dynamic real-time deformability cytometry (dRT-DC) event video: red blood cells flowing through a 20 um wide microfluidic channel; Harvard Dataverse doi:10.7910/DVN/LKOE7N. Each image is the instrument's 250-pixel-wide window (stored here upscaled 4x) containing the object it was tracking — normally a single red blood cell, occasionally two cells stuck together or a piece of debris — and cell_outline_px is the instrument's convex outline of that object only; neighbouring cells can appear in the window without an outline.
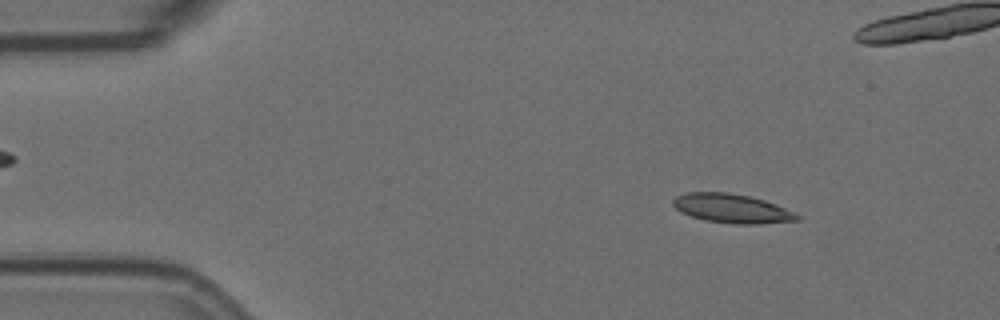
{"species": "Egyptian fruit bat (a non-hibernating species)", "species_latin": "Rousettus aegyptiacus", "temperature_condition": "room temperature", "stored_images_in_passage": 5, "camera_frame_rate_fps": 3000, "um_per_image_px": 0.085, "animal": {"sex": "female"}, "frame": {"image": 1, "passage_image": 2, "time_ms": 0.333, "image_size_px": [1000, 320], "cell_outline_px": [[800, 220], [760, 224], [732, 224], [704, 220], [680, 212], [672, 204], [672, 200], [676, 196], [688, 192], [728, 192], [748, 196], [764, 200], [776, 204], [796, 212], [800, 216]], "centroid_in_image_um": [62.23, 17.72], "position_along_channel_um": 22.8, "area_um2": 21.15}}